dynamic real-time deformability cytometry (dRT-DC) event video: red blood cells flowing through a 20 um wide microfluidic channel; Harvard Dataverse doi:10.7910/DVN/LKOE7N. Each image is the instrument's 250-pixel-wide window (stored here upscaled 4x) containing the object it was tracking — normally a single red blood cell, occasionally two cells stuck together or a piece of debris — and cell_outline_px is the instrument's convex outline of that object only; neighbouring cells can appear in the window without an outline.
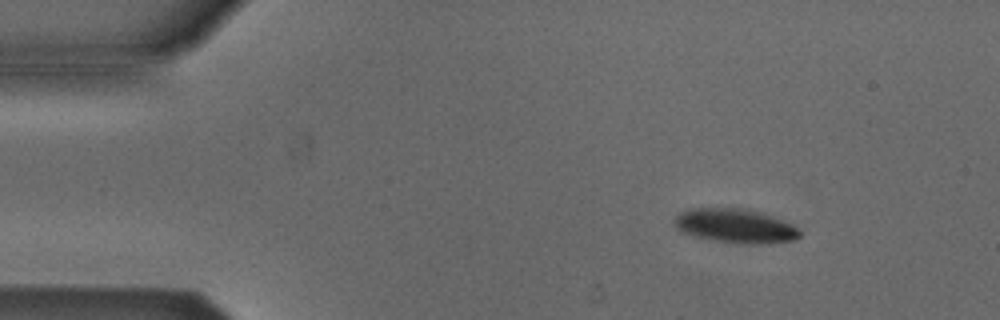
{"species": "Egyptian fruit bat (a non-hibernating species)", "species_latin": "Rousettus aegyptiacus", "temperature_condition": "cold", "stored_images_in_passage": 5, "camera_frame_rate_fps": 3000, "um_per_image_px": 0.085, "animal": {"sex": "male"}, "frame": {"image": 1, "passage_image": 5, "time_ms": 5.667, "image_size_px": [1000, 320], "cell_outline_px": [[800, 236], [796, 240], [764, 244], [748, 244], [716, 240], [696, 236], [680, 232], [672, 224], [672, 220], [680, 212], [692, 208], [744, 208], [784, 220], [800, 228]], "centroid_in_image_um": [62.5, 19.2], "position_along_channel_um": 22.5, "area_um2": 25.03}}